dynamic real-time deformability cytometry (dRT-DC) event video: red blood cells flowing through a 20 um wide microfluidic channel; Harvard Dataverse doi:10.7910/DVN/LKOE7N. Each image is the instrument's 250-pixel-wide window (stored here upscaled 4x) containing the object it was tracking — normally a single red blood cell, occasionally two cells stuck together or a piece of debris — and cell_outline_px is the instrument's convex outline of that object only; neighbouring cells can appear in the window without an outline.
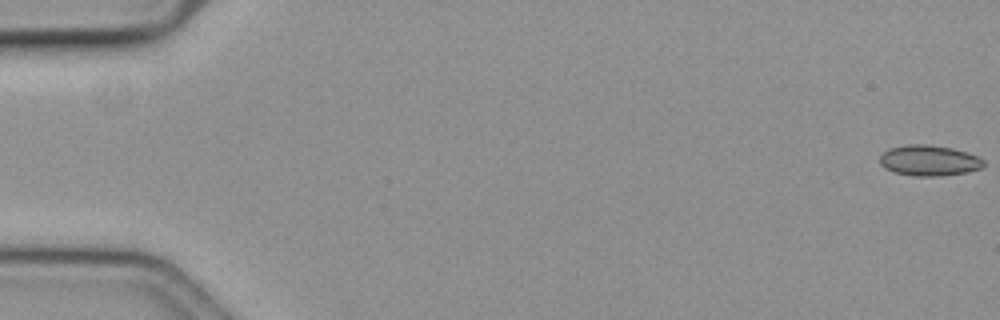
{"species": "common noctule bat (a hibernating species)", "species_latin": "Nyctalus noctula", "temperature_condition": "cold", "stored_images_in_passage": 58, "camera_frame_rate_fps": 3000, "um_per_image_px": 0.085, "animal": {"sex": "female", "body_mass_g": 19.3, "forearm_length_mm": 54.1}, "frame": {"image": 1, "passage_image": 1, "time_ms": 0.0, "image_size_px": [1000, 320], "cell_outline_px": [[984, 164], [980, 168], [968, 172], [936, 176], [920, 176], [896, 172], [884, 168], [880, 164], [880, 156], [888, 148], [908, 144], [928, 144], [952, 148], [976, 156], [984, 160]], "centroid_in_image_um": [78.95, 13.63], "position_along_channel_um": 6.1, "area_um2": 18.32}}
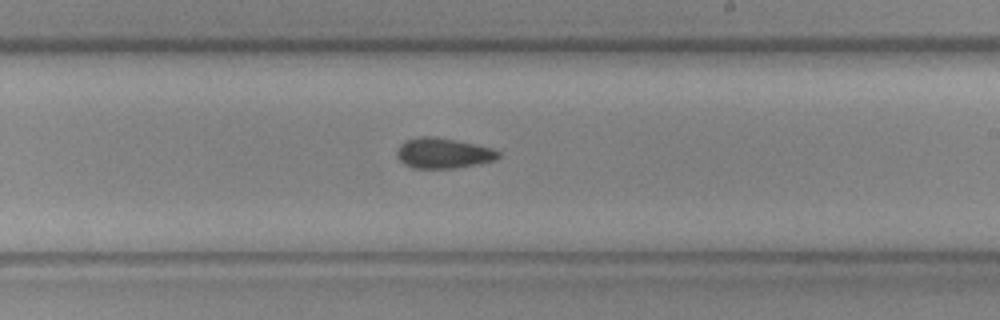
{"frame": {"image": 2, "passage_image": 35, "time_ms": 11.333, "image_size_px": [1000, 320], "cell_outline_px": [[500, 156], [496, 160], [456, 168], [412, 168], [404, 164], [396, 156], [396, 148], [404, 140], [416, 136], [436, 136], [476, 144], [492, 148], [500, 152]], "centroid_in_image_um": [37.63, 13.0], "position_along_channel_um": 251.4, "area_um2": 18.26}}
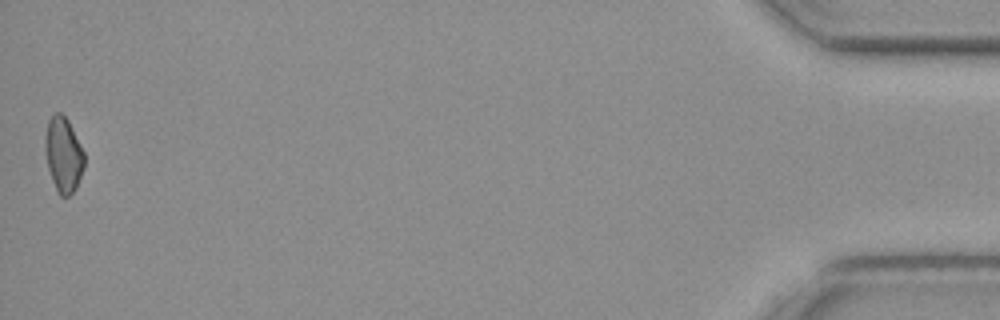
{"frame": {"image": 3, "passage_image": 58, "time_ms": 19.0, "image_size_px": [1000, 320], "cell_outline_px": [[84, 168], [76, 188], [68, 196], [60, 196], [56, 192], [48, 168], [44, 144], [44, 136], [48, 120], [56, 112], [60, 112], [68, 120], [84, 152]], "centroid_in_image_um": [5.38, 13.15], "position_along_channel_um": 429.8, "area_um2": 17.17}, "authors_computed_cell_mechanics": {"area_um2": 17.9758, "velocity_mm_per_s": 3.6451, "shape_relaxation_time_tau1_ms": 5.928, "shape_relaxation_time_tau2_ms": null, "deformation_change_tau1": 0.0696, "deformation_change_tau2": null}}